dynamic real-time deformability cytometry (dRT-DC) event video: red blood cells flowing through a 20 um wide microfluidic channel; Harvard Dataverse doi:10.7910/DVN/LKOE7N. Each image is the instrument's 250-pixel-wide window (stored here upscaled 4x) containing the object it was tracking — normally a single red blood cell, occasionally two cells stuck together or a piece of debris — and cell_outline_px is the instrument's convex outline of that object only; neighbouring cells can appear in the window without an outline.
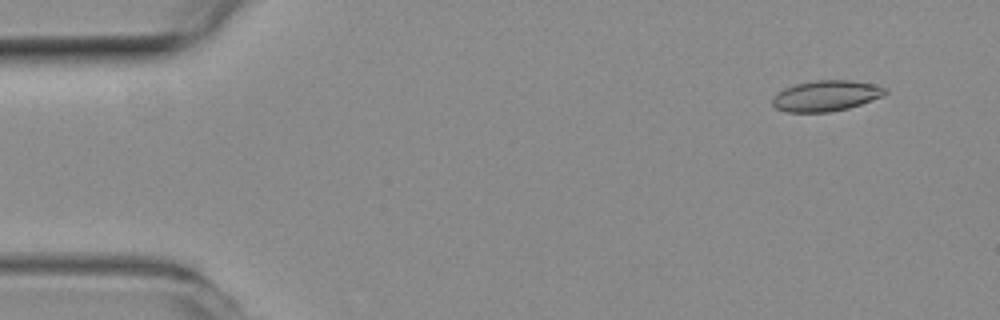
{"species": "common noctule bat (a hibernating species)", "species_latin": "Nyctalus noctula", "temperature_condition": "room temperature", "stored_images_in_passage": 54, "camera_frame_rate_fps": 3000, "um_per_image_px": 0.085, "animal": {"sex": "female", "body_mass_g": 19.3, "forearm_length_mm": 54.1}, "frame": {"image": 1, "passage_image": 4, "time_ms": 1.0, "image_size_px": [1000, 320], "cell_outline_px": [[888, 92], [880, 96], [860, 104], [848, 108], [828, 112], [788, 112], [776, 108], [772, 104], [772, 100], [784, 88], [796, 84], [816, 80], [848, 80], [872, 84], [888, 88]], "centroid_in_image_um": [70.21, 8.14], "position_along_channel_um": 14.8, "area_um2": 19.83}}
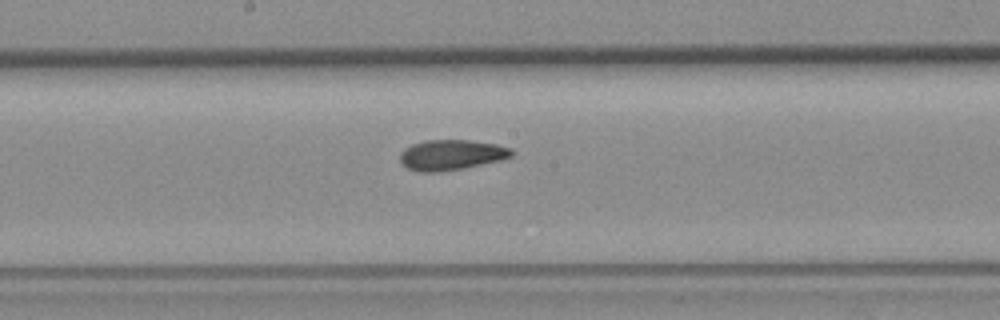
{"frame": {"image": 2, "passage_image": 28, "time_ms": 9.0, "image_size_px": [1000, 320], "cell_outline_px": [[512, 156], [500, 160], [464, 168], [440, 172], [420, 172], [408, 168], [400, 160], [400, 152], [404, 148], [412, 144], [424, 140], [468, 140], [496, 144], [512, 148]], "centroid_in_image_um": [38.34, 13.16], "position_along_channel_um": 209.9, "area_um2": 19.71}}
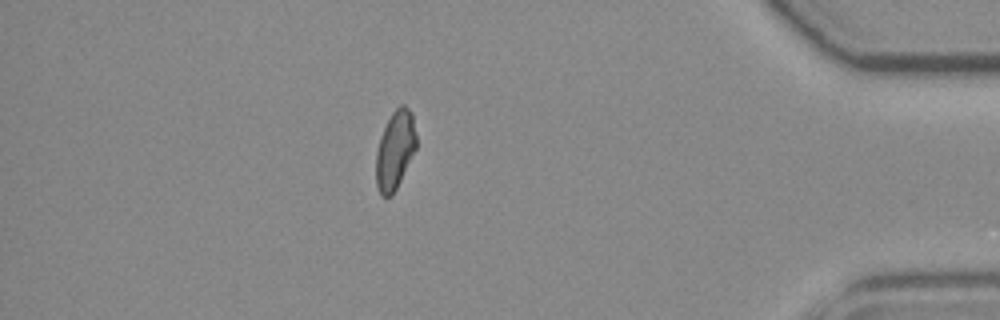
{"frame": {"image": 3, "passage_image": 47, "time_ms": 15.333, "image_size_px": [1000, 320], "cell_outline_px": [[416, 148], [392, 196], [380, 196], [376, 184], [376, 152], [380, 136], [392, 112], [400, 104], [404, 104], [412, 112], [416, 136]], "centroid_in_image_um": [33.57, 12.74], "position_along_channel_um": 401.6, "area_um2": 18.32}, "authors_computed_cell_mechanics": {"area_um2": 19.7098, "velocity_mm_per_s": 3.7595, "shape_relaxation_time_tau1_ms": null, "shape_relaxation_time_tau2_ms": 4.229, "deformation_change_tau1": null, "deformation_change_tau2": 0.1043}}